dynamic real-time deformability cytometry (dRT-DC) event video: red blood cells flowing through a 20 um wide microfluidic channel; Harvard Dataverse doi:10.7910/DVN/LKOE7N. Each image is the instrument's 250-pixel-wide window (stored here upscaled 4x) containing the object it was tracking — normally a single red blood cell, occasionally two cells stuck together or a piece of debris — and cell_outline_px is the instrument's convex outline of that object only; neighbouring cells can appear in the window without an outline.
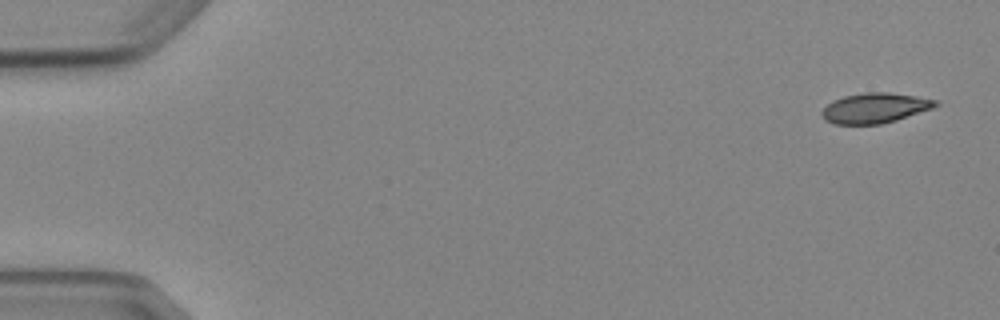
{"species": "Egyptian fruit bat (a non-hibernating species)", "species_latin": "Rousettus aegyptiacus", "temperature_condition": "cold", "stored_images_in_passage": 7, "camera_frame_rate_fps": 3000, "um_per_image_px": 0.085, "animal": {"sex": "female"}, "frame": {"image": 1, "passage_image": 1, "time_ms": 0.0, "image_size_px": [1000, 320], "cell_outline_px": [[940, 104], [932, 108], [896, 120], [880, 124], [832, 124], [824, 120], [820, 112], [832, 100], [844, 96], [864, 92], [888, 92], [916, 96], [940, 100]], "centroid_in_image_um": [74.36, 9.17], "position_along_channel_um": 10.6, "area_um2": 20.06}}
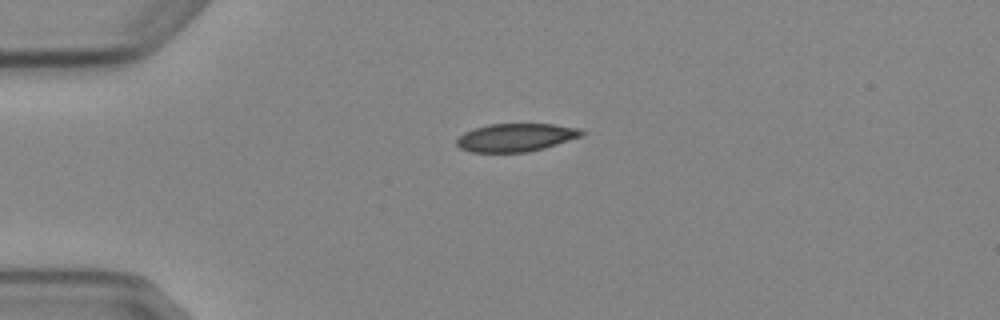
{"frame": {"image": 2, "passage_image": 4, "time_ms": 3.667, "image_size_px": [1000, 320], "cell_outline_px": [[588, 132], [584, 136], [544, 148], [528, 152], [472, 152], [460, 148], [456, 144], [456, 140], [464, 132], [488, 124], [552, 124], [580, 128]], "centroid_in_image_um": [43.91, 11.68], "position_along_channel_um": 41.1, "area_um2": 20.58}}
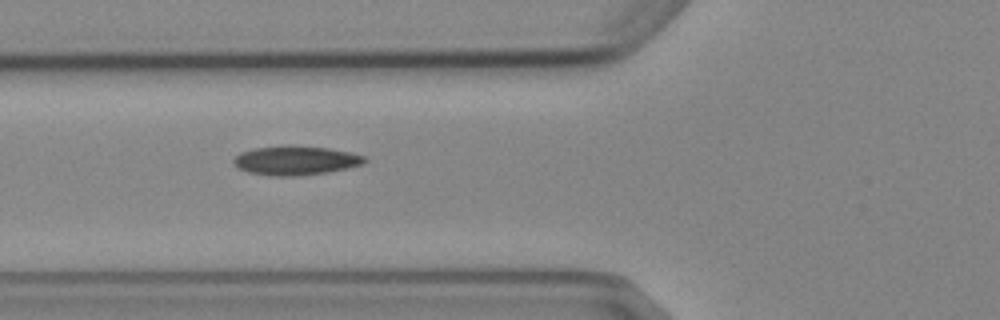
{"frame": {"image": 3, "passage_image": 6, "time_ms": 6.0, "image_size_px": [1000, 320], "cell_outline_px": [[368, 160], [364, 164], [328, 172], [300, 176], [272, 176], [248, 172], [240, 168], [232, 160], [240, 152], [256, 148], [292, 144], [328, 148], [352, 152], [364, 156]], "centroid_in_image_um": [25.17, 13.63], "position_along_channel_um": 100.6, "area_um2": 22.43}}